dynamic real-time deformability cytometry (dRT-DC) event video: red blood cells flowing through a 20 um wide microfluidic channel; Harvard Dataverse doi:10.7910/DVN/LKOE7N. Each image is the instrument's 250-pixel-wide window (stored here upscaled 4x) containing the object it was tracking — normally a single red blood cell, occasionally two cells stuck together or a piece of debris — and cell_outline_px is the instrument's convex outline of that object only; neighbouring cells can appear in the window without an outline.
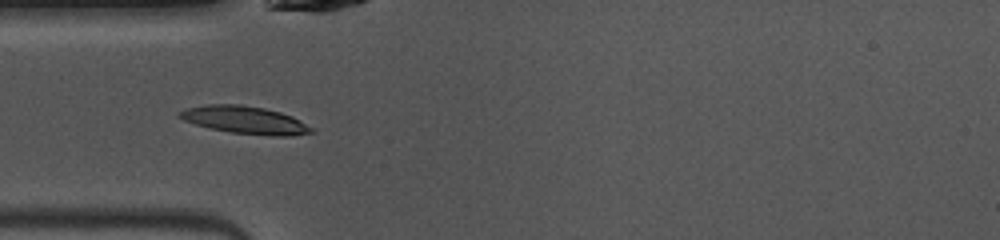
{"species": "common noctule bat (a hibernating species)", "species_latin": "Nyctalus noctula", "temperature_condition": "warm", "stored_images_in_passage": 36, "camera_frame_rate_fps": 3000, "um_per_image_px": 0.085, "animal": {"sex": "female", "body_mass_g": 10.0, "forearm_length_mm": 53.1}, "frame": {"image": 1, "passage_image": 1, "time_ms": 0.0, "image_size_px": [1000, 240], "cell_outline_px": [[316, 132], [292, 136], [272, 136], [232, 132], [212, 128], [196, 124], [184, 120], [176, 116], [180, 112], [188, 108], [208, 104], [240, 104], [264, 108], [280, 112], [292, 116], [312, 128]], "centroid_in_image_um": [20.85, 10.2], "position_along_channel_um": 64.1, "area_um2": 20.98}}
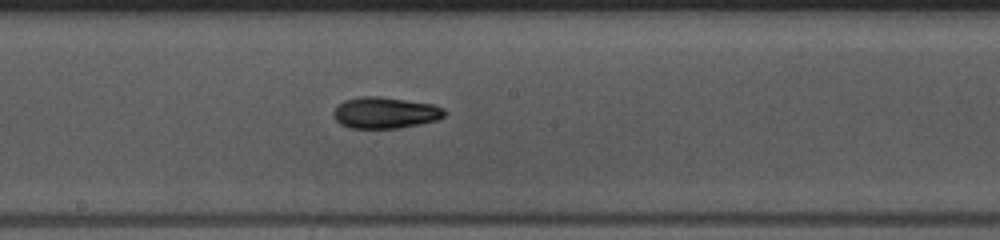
{"frame": {"image": 2, "passage_image": 12, "time_ms": 3.667, "image_size_px": [1000, 240], "cell_outline_px": [[448, 112], [444, 116], [436, 120], [396, 128], [348, 128], [340, 124], [336, 120], [332, 112], [344, 100], [360, 96], [380, 96], [432, 104], [444, 108]], "centroid_in_image_um": [32.72, 9.57], "position_along_channel_um": 215.5, "area_um2": 20.17}}
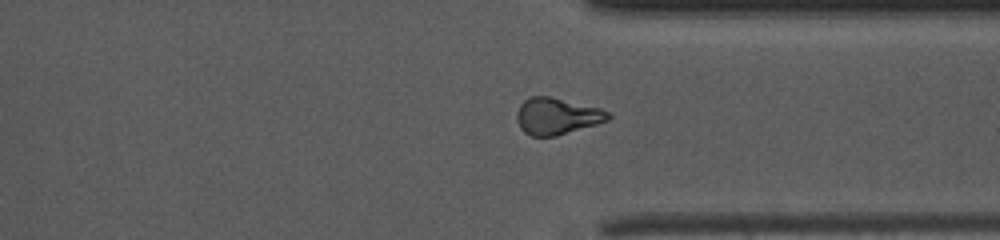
{"frame": {"image": 3, "passage_image": 23, "time_ms": 7.333, "image_size_px": [1000, 240], "cell_outline_px": [[612, 116], [608, 120], [596, 124], [556, 136], [532, 136], [524, 132], [520, 128], [516, 120], [516, 112], [520, 104], [528, 96], [548, 96], [600, 108], [608, 112]], "centroid_in_image_um": [47.29, 9.87], "position_along_channel_um": 364.1, "area_um2": 19.48}, "authors_computed_cell_mechanics": {"area_um2": 19.5075, "velocity_mm_per_s": 4.0838, "shape_relaxation_time_tau1_ms": 3.7271, "shape_relaxation_time_tau2_ms": 2.865, "deformation_change_tau1": 0.1571, "deformation_change_tau2": 0.1077}}